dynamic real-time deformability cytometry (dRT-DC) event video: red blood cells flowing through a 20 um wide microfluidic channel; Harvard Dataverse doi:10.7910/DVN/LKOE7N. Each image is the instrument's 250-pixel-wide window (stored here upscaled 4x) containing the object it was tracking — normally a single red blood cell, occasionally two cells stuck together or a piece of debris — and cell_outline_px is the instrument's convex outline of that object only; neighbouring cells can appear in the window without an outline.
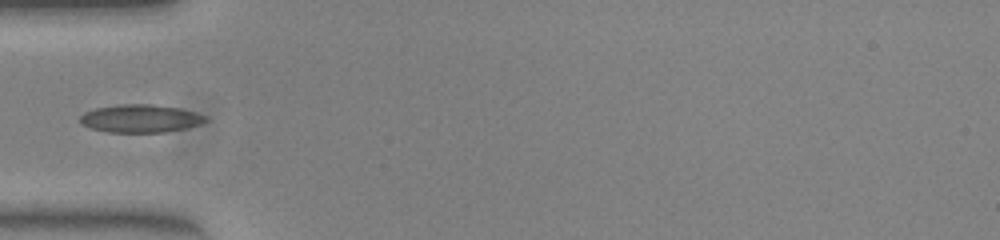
{"species": "common noctule bat (a hibernating species)", "species_latin": "Nyctalus noctula", "temperature_condition": "warm", "stored_images_in_passage": 35, "camera_frame_rate_fps": 3000, "um_per_image_px": 0.085, "animal": {"sex": "female", "body_mass_g": 23.0, "forearm_length_mm": 53.4}, "frame": {"image": 1, "passage_image": 1, "time_ms": 0.0, "image_size_px": [1000, 240], "cell_outline_px": [[208, 120], [200, 124], [184, 128], [164, 132], [108, 132], [92, 128], [80, 124], [80, 116], [84, 112], [96, 108], [116, 104], [152, 104], [180, 108], [196, 112], [204, 116]], "centroid_in_image_um": [11.91, 10.06], "position_along_channel_um": 73.1, "area_um2": 20.4}}
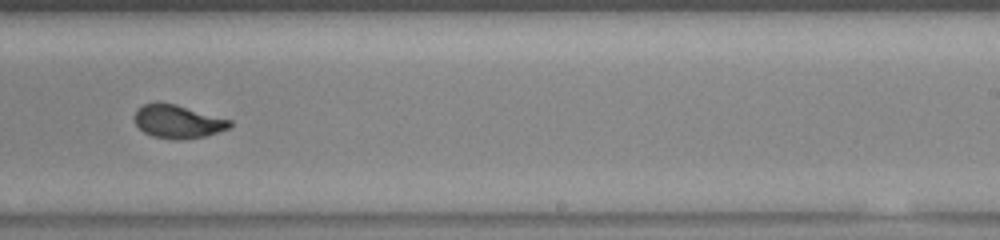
{"frame": {"image": 2, "passage_image": 16, "time_ms": 5.0, "image_size_px": [1000, 240], "cell_outline_px": [[232, 124], [228, 128], [204, 136], [180, 140], [176, 140], [152, 136], [144, 132], [136, 124], [132, 116], [136, 108], [144, 104], [156, 100], [176, 104], [232, 120]], "centroid_in_image_um": [15.05, 10.3], "position_along_channel_um": 274.0, "area_um2": 18.79}}
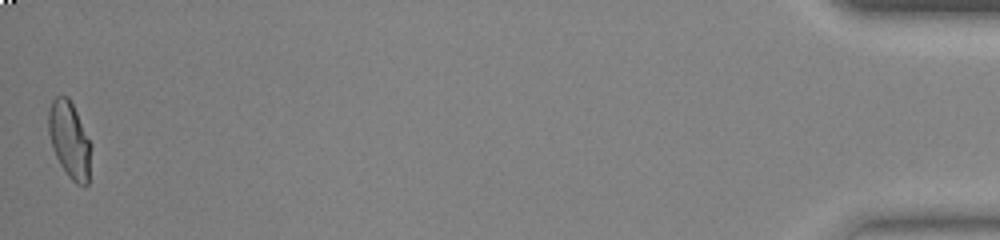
{"frame": {"image": 3, "passage_image": 35, "time_ms": 11.333, "image_size_px": [1000, 240], "cell_outline_px": [[92, 144], [88, 184], [76, 184], [68, 176], [60, 164], [52, 148], [48, 132], [48, 112], [52, 100], [56, 96], [68, 96]], "centroid_in_image_um": [5.91, 11.89], "position_along_channel_um": 429.3, "area_um2": 18.96}}